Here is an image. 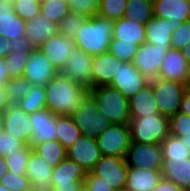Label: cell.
I'll list each match as a JSON object with an SVG mask.
<instances>
[{
    "instance_id": "obj_11",
    "label": "cell",
    "mask_w": 190,
    "mask_h": 191,
    "mask_svg": "<svg viewBox=\"0 0 190 191\" xmlns=\"http://www.w3.org/2000/svg\"><path fill=\"white\" fill-rule=\"evenodd\" d=\"M166 50L150 43L138 46L132 64L149 80L156 79L162 66Z\"/></svg>"
},
{
    "instance_id": "obj_4",
    "label": "cell",
    "mask_w": 190,
    "mask_h": 191,
    "mask_svg": "<svg viewBox=\"0 0 190 191\" xmlns=\"http://www.w3.org/2000/svg\"><path fill=\"white\" fill-rule=\"evenodd\" d=\"M131 141L160 144L169 134V117L161 115L142 116L129 121Z\"/></svg>"
},
{
    "instance_id": "obj_51",
    "label": "cell",
    "mask_w": 190,
    "mask_h": 191,
    "mask_svg": "<svg viewBox=\"0 0 190 191\" xmlns=\"http://www.w3.org/2000/svg\"><path fill=\"white\" fill-rule=\"evenodd\" d=\"M152 191H188V190L181 188L176 184L162 178L159 184Z\"/></svg>"
},
{
    "instance_id": "obj_64",
    "label": "cell",
    "mask_w": 190,
    "mask_h": 191,
    "mask_svg": "<svg viewBox=\"0 0 190 191\" xmlns=\"http://www.w3.org/2000/svg\"><path fill=\"white\" fill-rule=\"evenodd\" d=\"M66 4L70 5L71 0H63Z\"/></svg>"
},
{
    "instance_id": "obj_54",
    "label": "cell",
    "mask_w": 190,
    "mask_h": 191,
    "mask_svg": "<svg viewBox=\"0 0 190 191\" xmlns=\"http://www.w3.org/2000/svg\"><path fill=\"white\" fill-rule=\"evenodd\" d=\"M9 53V40L0 35V58H5Z\"/></svg>"
},
{
    "instance_id": "obj_34",
    "label": "cell",
    "mask_w": 190,
    "mask_h": 191,
    "mask_svg": "<svg viewBox=\"0 0 190 191\" xmlns=\"http://www.w3.org/2000/svg\"><path fill=\"white\" fill-rule=\"evenodd\" d=\"M32 152V146L26 145L24 148L9 153L5 157L8 171L16 175L26 174L27 163Z\"/></svg>"
},
{
    "instance_id": "obj_13",
    "label": "cell",
    "mask_w": 190,
    "mask_h": 191,
    "mask_svg": "<svg viewBox=\"0 0 190 191\" xmlns=\"http://www.w3.org/2000/svg\"><path fill=\"white\" fill-rule=\"evenodd\" d=\"M3 115L4 132L11 134L26 145H30L33 137L30 114H27L18 105H9Z\"/></svg>"
},
{
    "instance_id": "obj_27",
    "label": "cell",
    "mask_w": 190,
    "mask_h": 191,
    "mask_svg": "<svg viewBox=\"0 0 190 191\" xmlns=\"http://www.w3.org/2000/svg\"><path fill=\"white\" fill-rule=\"evenodd\" d=\"M153 15L159 18L190 20V0H153Z\"/></svg>"
},
{
    "instance_id": "obj_30",
    "label": "cell",
    "mask_w": 190,
    "mask_h": 191,
    "mask_svg": "<svg viewBox=\"0 0 190 191\" xmlns=\"http://www.w3.org/2000/svg\"><path fill=\"white\" fill-rule=\"evenodd\" d=\"M32 148L33 152L52 167H56L67 157V149L58 140L36 143Z\"/></svg>"
},
{
    "instance_id": "obj_60",
    "label": "cell",
    "mask_w": 190,
    "mask_h": 191,
    "mask_svg": "<svg viewBox=\"0 0 190 191\" xmlns=\"http://www.w3.org/2000/svg\"><path fill=\"white\" fill-rule=\"evenodd\" d=\"M113 191H129L126 187L115 189Z\"/></svg>"
},
{
    "instance_id": "obj_48",
    "label": "cell",
    "mask_w": 190,
    "mask_h": 191,
    "mask_svg": "<svg viewBox=\"0 0 190 191\" xmlns=\"http://www.w3.org/2000/svg\"><path fill=\"white\" fill-rule=\"evenodd\" d=\"M84 188L87 191H113L114 189L102 180L100 177L94 176L91 172L86 174L84 178Z\"/></svg>"
},
{
    "instance_id": "obj_19",
    "label": "cell",
    "mask_w": 190,
    "mask_h": 191,
    "mask_svg": "<svg viewBox=\"0 0 190 191\" xmlns=\"http://www.w3.org/2000/svg\"><path fill=\"white\" fill-rule=\"evenodd\" d=\"M53 168L35 152L30 154L26 167V176L35 190L51 191Z\"/></svg>"
},
{
    "instance_id": "obj_8",
    "label": "cell",
    "mask_w": 190,
    "mask_h": 191,
    "mask_svg": "<svg viewBox=\"0 0 190 191\" xmlns=\"http://www.w3.org/2000/svg\"><path fill=\"white\" fill-rule=\"evenodd\" d=\"M125 161L130 168L162 170L163 154L161 145L131 141Z\"/></svg>"
},
{
    "instance_id": "obj_2",
    "label": "cell",
    "mask_w": 190,
    "mask_h": 191,
    "mask_svg": "<svg viewBox=\"0 0 190 191\" xmlns=\"http://www.w3.org/2000/svg\"><path fill=\"white\" fill-rule=\"evenodd\" d=\"M113 21L95 15L87 18L74 38L75 46L90 55L108 52L112 39Z\"/></svg>"
},
{
    "instance_id": "obj_3",
    "label": "cell",
    "mask_w": 190,
    "mask_h": 191,
    "mask_svg": "<svg viewBox=\"0 0 190 191\" xmlns=\"http://www.w3.org/2000/svg\"><path fill=\"white\" fill-rule=\"evenodd\" d=\"M88 96L95 103L97 110L102 112L111 124L129 123V99L118 89L110 85L90 87Z\"/></svg>"
},
{
    "instance_id": "obj_32",
    "label": "cell",
    "mask_w": 190,
    "mask_h": 191,
    "mask_svg": "<svg viewBox=\"0 0 190 191\" xmlns=\"http://www.w3.org/2000/svg\"><path fill=\"white\" fill-rule=\"evenodd\" d=\"M153 16V0H128L123 17L146 24Z\"/></svg>"
},
{
    "instance_id": "obj_59",
    "label": "cell",
    "mask_w": 190,
    "mask_h": 191,
    "mask_svg": "<svg viewBox=\"0 0 190 191\" xmlns=\"http://www.w3.org/2000/svg\"><path fill=\"white\" fill-rule=\"evenodd\" d=\"M0 191H11L0 183Z\"/></svg>"
},
{
    "instance_id": "obj_56",
    "label": "cell",
    "mask_w": 190,
    "mask_h": 191,
    "mask_svg": "<svg viewBox=\"0 0 190 191\" xmlns=\"http://www.w3.org/2000/svg\"><path fill=\"white\" fill-rule=\"evenodd\" d=\"M8 171L7 169V164L5 161V157H1L0 156V183L2 181V177L4 176V174Z\"/></svg>"
},
{
    "instance_id": "obj_44",
    "label": "cell",
    "mask_w": 190,
    "mask_h": 191,
    "mask_svg": "<svg viewBox=\"0 0 190 191\" xmlns=\"http://www.w3.org/2000/svg\"><path fill=\"white\" fill-rule=\"evenodd\" d=\"M170 135L175 137H183L190 135V116L180 112L169 118Z\"/></svg>"
},
{
    "instance_id": "obj_62",
    "label": "cell",
    "mask_w": 190,
    "mask_h": 191,
    "mask_svg": "<svg viewBox=\"0 0 190 191\" xmlns=\"http://www.w3.org/2000/svg\"><path fill=\"white\" fill-rule=\"evenodd\" d=\"M1 1L7 2L9 4H13V2H14V0H1Z\"/></svg>"
},
{
    "instance_id": "obj_38",
    "label": "cell",
    "mask_w": 190,
    "mask_h": 191,
    "mask_svg": "<svg viewBox=\"0 0 190 191\" xmlns=\"http://www.w3.org/2000/svg\"><path fill=\"white\" fill-rule=\"evenodd\" d=\"M128 0H99L98 15L108 20H118L123 17Z\"/></svg>"
},
{
    "instance_id": "obj_5",
    "label": "cell",
    "mask_w": 190,
    "mask_h": 191,
    "mask_svg": "<svg viewBox=\"0 0 190 191\" xmlns=\"http://www.w3.org/2000/svg\"><path fill=\"white\" fill-rule=\"evenodd\" d=\"M153 85V95L161 115L171 117L179 112L181 100L187 84L157 77L149 81Z\"/></svg>"
},
{
    "instance_id": "obj_9",
    "label": "cell",
    "mask_w": 190,
    "mask_h": 191,
    "mask_svg": "<svg viewBox=\"0 0 190 191\" xmlns=\"http://www.w3.org/2000/svg\"><path fill=\"white\" fill-rule=\"evenodd\" d=\"M93 55L75 48L59 73L86 88L92 87Z\"/></svg>"
},
{
    "instance_id": "obj_1",
    "label": "cell",
    "mask_w": 190,
    "mask_h": 191,
    "mask_svg": "<svg viewBox=\"0 0 190 191\" xmlns=\"http://www.w3.org/2000/svg\"><path fill=\"white\" fill-rule=\"evenodd\" d=\"M46 109L53 114L71 117L88 96V88L60 73L45 85Z\"/></svg>"
},
{
    "instance_id": "obj_50",
    "label": "cell",
    "mask_w": 190,
    "mask_h": 191,
    "mask_svg": "<svg viewBox=\"0 0 190 191\" xmlns=\"http://www.w3.org/2000/svg\"><path fill=\"white\" fill-rule=\"evenodd\" d=\"M84 188V180L72 181V184H52L51 191H81Z\"/></svg>"
},
{
    "instance_id": "obj_43",
    "label": "cell",
    "mask_w": 190,
    "mask_h": 191,
    "mask_svg": "<svg viewBox=\"0 0 190 191\" xmlns=\"http://www.w3.org/2000/svg\"><path fill=\"white\" fill-rule=\"evenodd\" d=\"M13 8L15 13L27 22L40 13V0H14Z\"/></svg>"
},
{
    "instance_id": "obj_7",
    "label": "cell",
    "mask_w": 190,
    "mask_h": 191,
    "mask_svg": "<svg viewBox=\"0 0 190 191\" xmlns=\"http://www.w3.org/2000/svg\"><path fill=\"white\" fill-rule=\"evenodd\" d=\"M71 117L82 135L93 139H96L111 124L108 118L97 110L89 96Z\"/></svg>"
},
{
    "instance_id": "obj_63",
    "label": "cell",
    "mask_w": 190,
    "mask_h": 191,
    "mask_svg": "<svg viewBox=\"0 0 190 191\" xmlns=\"http://www.w3.org/2000/svg\"><path fill=\"white\" fill-rule=\"evenodd\" d=\"M24 191H37V190H35V189L33 188V186H32L31 188H29V189H27V190H24Z\"/></svg>"
},
{
    "instance_id": "obj_15",
    "label": "cell",
    "mask_w": 190,
    "mask_h": 191,
    "mask_svg": "<svg viewBox=\"0 0 190 191\" xmlns=\"http://www.w3.org/2000/svg\"><path fill=\"white\" fill-rule=\"evenodd\" d=\"M101 156L97 140L84 135L67 149V157L82 166L86 173L92 171Z\"/></svg>"
},
{
    "instance_id": "obj_49",
    "label": "cell",
    "mask_w": 190,
    "mask_h": 191,
    "mask_svg": "<svg viewBox=\"0 0 190 191\" xmlns=\"http://www.w3.org/2000/svg\"><path fill=\"white\" fill-rule=\"evenodd\" d=\"M10 45V52H24V53H31L34 50L29 39L26 35L21 37H17L13 40H9Z\"/></svg>"
},
{
    "instance_id": "obj_57",
    "label": "cell",
    "mask_w": 190,
    "mask_h": 191,
    "mask_svg": "<svg viewBox=\"0 0 190 191\" xmlns=\"http://www.w3.org/2000/svg\"><path fill=\"white\" fill-rule=\"evenodd\" d=\"M181 52L185 59L190 63V41L182 48Z\"/></svg>"
},
{
    "instance_id": "obj_61",
    "label": "cell",
    "mask_w": 190,
    "mask_h": 191,
    "mask_svg": "<svg viewBox=\"0 0 190 191\" xmlns=\"http://www.w3.org/2000/svg\"><path fill=\"white\" fill-rule=\"evenodd\" d=\"M187 87L190 89V71H189V78H188V81H187Z\"/></svg>"
},
{
    "instance_id": "obj_41",
    "label": "cell",
    "mask_w": 190,
    "mask_h": 191,
    "mask_svg": "<svg viewBox=\"0 0 190 191\" xmlns=\"http://www.w3.org/2000/svg\"><path fill=\"white\" fill-rule=\"evenodd\" d=\"M87 18L78 13L70 11L58 26L59 33L63 36L73 39L76 37L78 30L82 26V23Z\"/></svg>"
},
{
    "instance_id": "obj_25",
    "label": "cell",
    "mask_w": 190,
    "mask_h": 191,
    "mask_svg": "<svg viewBox=\"0 0 190 191\" xmlns=\"http://www.w3.org/2000/svg\"><path fill=\"white\" fill-rule=\"evenodd\" d=\"M162 178L190 191V158L163 159Z\"/></svg>"
},
{
    "instance_id": "obj_29",
    "label": "cell",
    "mask_w": 190,
    "mask_h": 191,
    "mask_svg": "<svg viewBox=\"0 0 190 191\" xmlns=\"http://www.w3.org/2000/svg\"><path fill=\"white\" fill-rule=\"evenodd\" d=\"M86 172L78 163L64 158L52 172V184H72L75 180H84Z\"/></svg>"
},
{
    "instance_id": "obj_6",
    "label": "cell",
    "mask_w": 190,
    "mask_h": 191,
    "mask_svg": "<svg viewBox=\"0 0 190 191\" xmlns=\"http://www.w3.org/2000/svg\"><path fill=\"white\" fill-rule=\"evenodd\" d=\"M103 156H116L125 158L131 143V129L129 123L110 124L96 138Z\"/></svg>"
},
{
    "instance_id": "obj_58",
    "label": "cell",
    "mask_w": 190,
    "mask_h": 191,
    "mask_svg": "<svg viewBox=\"0 0 190 191\" xmlns=\"http://www.w3.org/2000/svg\"><path fill=\"white\" fill-rule=\"evenodd\" d=\"M182 142H184V144L188 147V149L190 150V135H185L183 137H180Z\"/></svg>"
},
{
    "instance_id": "obj_45",
    "label": "cell",
    "mask_w": 190,
    "mask_h": 191,
    "mask_svg": "<svg viewBox=\"0 0 190 191\" xmlns=\"http://www.w3.org/2000/svg\"><path fill=\"white\" fill-rule=\"evenodd\" d=\"M1 184L11 191H24L32 187L26 174L16 175L9 171L2 177Z\"/></svg>"
},
{
    "instance_id": "obj_31",
    "label": "cell",
    "mask_w": 190,
    "mask_h": 191,
    "mask_svg": "<svg viewBox=\"0 0 190 191\" xmlns=\"http://www.w3.org/2000/svg\"><path fill=\"white\" fill-rule=\"evenodd\" d=\"M55 127L56 140H58L66 149L70 148L82 135L72 117L58 115L56 117Z\"/></svg>"
},
{
    "instance_id": "obj_40",
    "label": "cell",
    "mask_w": 190,
    "mask_h": 191,
    "mask_svg": "<svg viewBox=\"0 0 190 191\" xmlns=\"http://www.w3.org/2000/svg\"><path fill=\"white\" fill-rule=\"evenodd\" d=\"M30 53L10 52L5 57V64L9 78L23 77L25 65L28 62Z\"/></svg>"
},
{
    "instance_id": "obj_21",
    "label": "cell",
    "mask_w": 190,
    "mask_h": 191,
    "mask_svg": "<svg viewBox=\"0 0 190 191\" xmlns=\"http://www.w3.org/2000/svg\"><path fill=\"white\" fill-rule=\"evenodd\" d=\"M122 61L109 52L93 56L92 87L109 85Z\"/></svg>"
},
{
    "instance_id": "obj_42",
    "label": "cell",
    "mask_w": 190,
    "mask_h": 191,
    "mask_svg": "<svg viewBox=\"0 0 190 191\" xmlns=\"http://www.w3.org/2000/svg\"><path fill=\"white\" fill-rule=\"evenodd\" d=\"M25 143L16 139L11 134L4 132V115L0 112V156L6 157L17 149L24 148Z\"/></svg>"
},
{
    "instance_id": "obj_47",
    "label": "cell",
    "mask_w": 190,
    "mask_h": 191,
    "mask_svg": "<svg viewBox=\"0 0 190 191\" xmlns=\"http://www.w3.org/2000/svg\"><path fill=\"white\" fill-rule=\"evenodd\" d=\"M190 41V20L182 22L180 26L172 33L171 47L173 49L182 50V48Z\"/></svg>"
},
{
    "instance_id": "obj_22",
    "label": "cell",
    "mask_w": 190,
    "mask_h": 191,
    "mask_svg": "<svg viewBox=\"0 0 190 191\" xmlns=\"http://www.w3.org/2000/svg\"><path fill=\"white\" fill-rule=\"evenodd\" d=\"M58 26V24L39 13L32 20L26 22L25 35L34 49H38L42 43L59 32Z\"/></svg>"
},
{
    "instance_id": "obj_55",
    "label": "cell",
    "mask_w": 190,
    "mask_h": 191,
    "mask_svg": "<svg viewBox=\"0 0 190 191\" xmlns=\"http://www.w3.org/2000/svg\"><path fill=\"white\" fill-rule=\"evenodd\" d=\"M9 106L4 86L0 85V112H4Z\"/></svg>"
},
{
    "instance_id": "obj_52",
    "label": "cell",
    "mask_w": 190,
    "mask_h": 191,
    "mask_svg": "<svg viewBox=\"0 0 190 191\" xmlns=\"http://www.w3.org/2000/svg\"><path fill=\"white\" fill-rule=\"evenodd\" d=\"M179 112L190 116V89L189 88H187V90L183 94Z\"/></svg>"
},
{
    "instance_id": "obj_20",
    "label": "cell",
    "mask_w": 190,
    "mask_h": 191,
    "mask_svg": "<svg viewBox=\"0 0 190 191\" xmlns=\"http://www.w3.org/2000/svg\"><path fill=\"white\" fill-rule=\"evenodd\" d=\"M57 114L51 113L47 109H42L30 114V122L33 129V137L30 145L43 141L56 140V117Z\"/></svg>"
},
{
    "instance_id": "obj_36",
    "label": "cell",
    "mask_w": 190,
    "mask_h": 191,
    "mask_svg": "<svg viewBox=\"0 0 190 191\" xmlns=\"http://www.w3.org/2000/svg\"><path fill=\"white\" fill-rule=\"evenodd\" d=\"M32 86V83L24 77L10 78L4 85L9 105H17Z\"/></svg>"
},
{
    "instance_id": "obj_17",
    "label": "cell",
    "mask_w": 190,
    "mask_h": 191,
    "mask_svg": "<svg viewBox=\"0 0 190 191\" xmlns=\"http://www.w3.org/2000/svg\"><path fill=\"white\" fill-rule=\"evenodd\" d=\"M189 71L190 63L181 50L171 48L165 54L158 77L187 84Z\"/></svg>"
},
{
    "instance_id": "obj_14",
    "label": "cell",
    "mask_w": 190,
    "mask_h": 191,
    "mask_svg": "<svg viewBox=\"0 0 190 191\" xmlns=\"http://www.w3.org/2000/svg\"><path fill=\"white\" fill-rule=\"evenodd\" d=\"M59 74L56 67L39 49H34L25 65L23 77L32 85L44 86L50 79Z\"/></svg>"
},
{
    "instance_id": "obj_16",
    "label": "cell",
    "mask_w": 190,
    "mask_h": 191,
    "mask_svg": "<svg viewBox=\"0 0 190 191\" xmlns=\"http://www.w3.org/2000/svg\"><path fill=\"white\" fill-rule=\"evenodd\" d=\"M182 22L175 19L152 18L145 24L146 43L163 47L166 51L171 49L172 33L180 26Z\"/></svg>"
},
{
    "instance_id": "obj_46",
    "label": "cell",
    "mask_w": 190,
    "mask_h": 191,
    "mask_svg": "<svg viewBox=\"0 0 190 191\" xmlns=\"http://www.w3.org/2000/svg\"><path fill=\"white\" fill-rule=\"evenodd\" d=\"M70 11L78 13L86 18L98 15L99 0H71Z\"/></svg>"
},
{
    "instance_id": "obj_37",
    "label": "cell",
    "mask_w": 190,
    "mask_h": 191,
    "mask_svg": "<svg viewBox=\"0 0 190 191\" xmlns=\"http://www.w3.org/2000/svg\"><path fill=\"white\" fill-rule=\"evenodd\" d=\"M69 12V5L63 0H40V13L58 25Z\"/></svg>"
},
{
    "instance_id": "obj_33",
    "label": "cell",
    "mask_w": 190,
    "mask_h": 191,
    "mask_svg": "<svg viewBox=\"0 0 190 191\" xmlns=\"http://www.w3.org/2000/svg\"><path fill=\"white\" fill-rule=\"evenodd\" d=\"M17 105L27 114L46 109L44 86L33 85Z\"/></svg>"
},
{
    "instance_id": "obj_10",
    "label": "cell",
    "mask_w": 190,
    "mask_h": 191,
    "mask_svg": "<svg viewBox=\"0 0 190 191\" xmlns=\"http://www.w3.org/2000/svg\"><path fill=\"white\" fill-rule=\"evenodd\" d=\"M128 166L125 158L101 156L91 173L106 181L114 190L126 187Z\"/></svg>"
},
{
    "instance_id": "obj_24",
    "label": "cell",
    "mask_w": 190,
    "mask_h": 191,
    "mask_svg": "<svg viewBox=\"0 0 190 191\" xmlns=\"http://www.w3.org/2000/svg\"><path fill=\"white\" fill-rule=\"evenodd\" d=\"M26 21L14 11L13 4L0 0V35L8 40L25 35Z\"/></svg>"
},
{
    "instance_id": "obj_28",
    "label": "cell",
    "mask_w": 190,
    "mask_h": 191,
    "mask_svg": "<svg viewBox=\"0 0 190 191\" xmlns=\"http://www.w3.org/2000/svg\"><path fill=\"white\" fill-rule=\"evenodd\" d=\"M161 179V170L128 167L126 188L129 191H152Z\"/></svg>"
},
{
    "instance_id": "obj_26",
    "label": "cell",
    "mask_w": 190,
    "mask_h": 191,
    "mask_svg": "<svg viewBox=\"0 0 190 191\" xmlns=\"http://www.w3.org/2000/svg\"><path fill=\"white\" fill-rule=\"evenodd\" d=\"M112 39L142 45L146 43L145 24L124 17L115 20L113 21Z\"/></svg>"
},
{
    "instance_id": "obj_12",
    "label": "cell",
    "mask_w": 190,
    "mask_h": 191,
    "mask_svg": "<svg viewBox=\"0 0 190 191\" xmlns=\"http://www.w3.org/2000/svg\"><path fill=\"white\" fill-rule=\"evenodd\" d=\"M149 81L132 63L122 62L109 85L130 99Z\"/></svg>"
},
{
    "instance_id": "obj_35",
    "label": "cell",
    "mask_w": 190,
    "mask_h": 191,
    "mask_svg": "<svg viewBox=\"0 0 190 191\" xmlns=\"http://www.w3.org/2000/svg\"><path fill=\"white\" fill-rule=\"evenodd\" d=\"M163 159L190 158V150L181 138L168 135L161 143Z\"/></svg>"
},
{
    "instance_id": "obj_23",
    "label": "cell",
    "mask_w": 190,
    "mask_h": 191,
    "mask_svg": "<svg viewBox=\"0 0 190 191\" xmlns=\"http://www.w3.org/2000/svg\"><path fill=\"white\" fill-rule=\"evenodd\" d=\"M129 112L130 119L159 114L150 82L129 99Z\"/></svg>"
},
{
    "instance_id": "obj_39",
    "label": "cell",
    "mask_w": 190,
    "mask_h": 191,
    "mask_svg": "<svg viewBox=\"0 0 190 191\" xmlns=\"http://www.w3.org/2000/svg\"><path fill=\"white\" fill-rule=\"evenodd\" d=\"M138 45L131 42H120V39H111L108 52L122 62L132 63Z\"/></svg>"
},
{
    "instance_id": "obj_53",
    "label": "cell",
    "mask_w": 190,
    "mask_h": 191,
    "mask_svg": "<svg viewBox=\"0 0 190 191\" xmlns=\"http://www.w3.org/2000/svg\"><path fill=\"white\" fill-rule=\"evenodd\" d=\"M10 80L5 64V58H0V85L4 86Z\"/></svg>"
},
{
    "instance_id": "obj_18",
    "label": "cell",
    "mask_w": 190,
    "mask_h": 191,
    "mask_svg": "<svg viewBox=\"0 0 190 191\" xmlns=\"http://www.w3.org/2000/svg\"><path fill=\"white\" fill-rule=\"evenodd\" d=\"M76 48L73 39H69L59 32L41 44L38 48L46 58L60 71L68 56Z\"/></svg>"
}]
</instances>
